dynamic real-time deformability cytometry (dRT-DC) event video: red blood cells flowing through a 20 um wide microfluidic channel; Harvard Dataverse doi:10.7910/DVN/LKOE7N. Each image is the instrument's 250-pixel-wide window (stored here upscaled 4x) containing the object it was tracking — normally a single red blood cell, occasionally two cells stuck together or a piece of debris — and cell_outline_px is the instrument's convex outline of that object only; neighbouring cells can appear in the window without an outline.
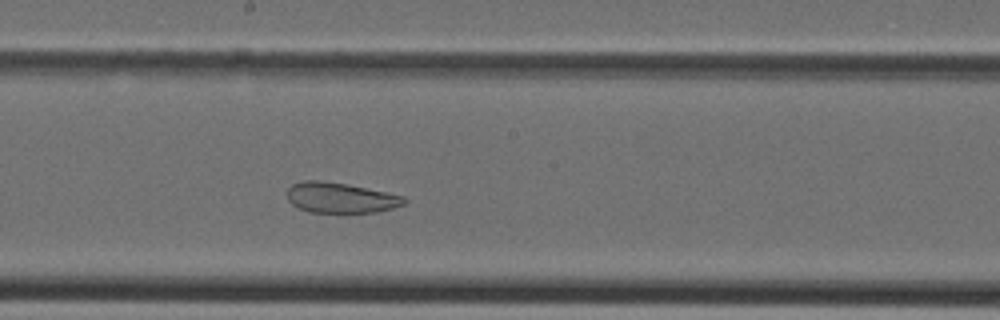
{"species": "Egyptian fruit bat (a non-hibernating species)", "species_latin": "Rousettus aegyptiacus", "temperature_condition": "cold", "stored_images_in_passage": 29, "camera_frame_rate_fps": 3000, "um_per_image_px": 0.085, "animal": {"sex": "female"}, "frame": {"image": 1, "passage_image": 11, "time_ms": 3.333, "image_size_px": [1000, 320], "cell_outline_px": [[408, 200], [404, 204], [392, 208], [376, 212], [308, 212], [292, 204], [288, 200], [288, 188], [292, 184], [304, 180], [320, 180], [348, 184], [404, 196]], "centroid_in_image_um": [28.94, 16.8], "position_along_channel_um": 219.3, "area_um2": 20.63}}
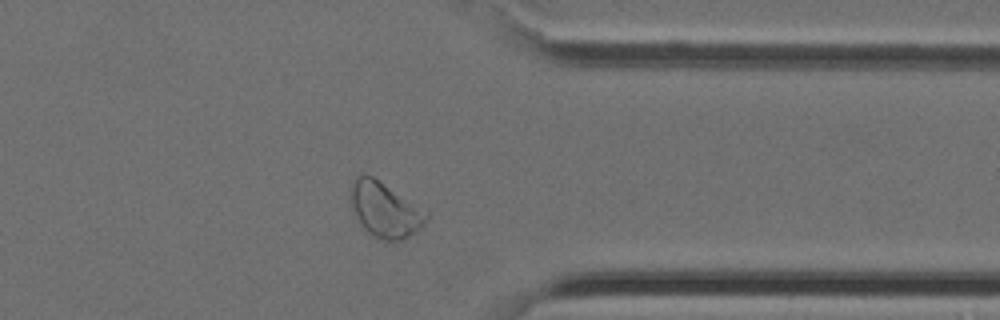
{"frame": {"image": 2, "passage_image": 21, "time_ms": 6.667, "image_size_px": [1000, 320], "cell_outline_px": [[428, 216], [424, 224], [416, 232], [400, 240], [380, 240], [372, 236], [360, 224], [352, 212], [348, 196], [352, 180], [356, 176], [372, 176], [428, 208]], "centroid_in_image_um": [32.72, 17.81], "position_along_channel_um": 378.7, "area_um2": 25.09}}
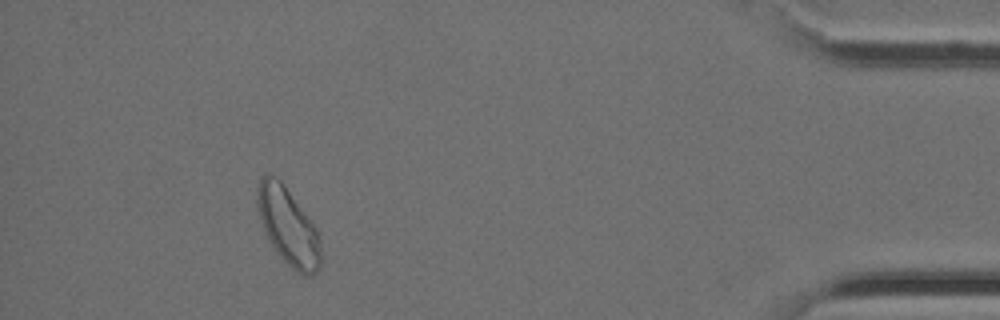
{"frame": {"image": 3, "passage_image": 26, "time_ms": 8.333, "image_size_px": [1000, 320], "cell_outline_px": [[320, 268], [312, 276], [304, 276], [292, 268], [276, 252], [268, 240], [264, 232], [260, 220], [256, 204], [256, 188], [260, 180], [268, 172], [276, 176], [280, 180], [316, 228], [320, 240]], "centroid_in_image_um": [24.46, 19.25], "position_along_channel_um": 410.7, "area_um2": 28.5}}